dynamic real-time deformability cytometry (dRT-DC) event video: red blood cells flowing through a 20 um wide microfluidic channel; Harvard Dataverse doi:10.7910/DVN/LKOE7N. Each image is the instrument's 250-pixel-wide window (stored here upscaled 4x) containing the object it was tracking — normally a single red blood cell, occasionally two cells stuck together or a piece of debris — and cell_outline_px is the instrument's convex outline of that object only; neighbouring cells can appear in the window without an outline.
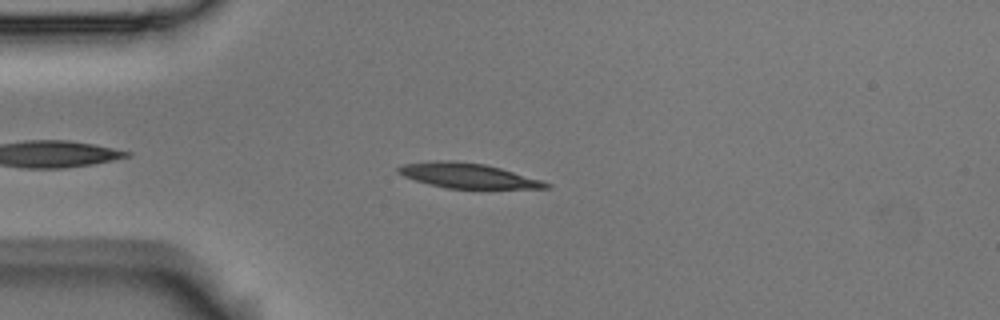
{"species": "Egyptian fruit bat (a non-hibernating species)", "species_latin": "Rousettus aegyptiacus", "temperature_condition": "room temperature", "stored_images_in_passage": 42, "camera_frame_rate_fps": 3000, "um_per_image_px": 0.085, "animal": {"sex": "male"}, "frame": {"image": 1, "passage_image": 6, "time_ms": 1.667, "image_size_px": [1000, 320], "cell_outline_px": [[552, 184], [548, 188], [448, 188], [428, 184], [404, 176], [396, 172], [396, 168], [404, 164], [428, 160], [456, 160], [484, 164], [500, 168], [540, 180]], "centroid_in_image_um": [39.69, 14.91], "position_along_channel_um": 45.3, "area_um2": 21.27}}
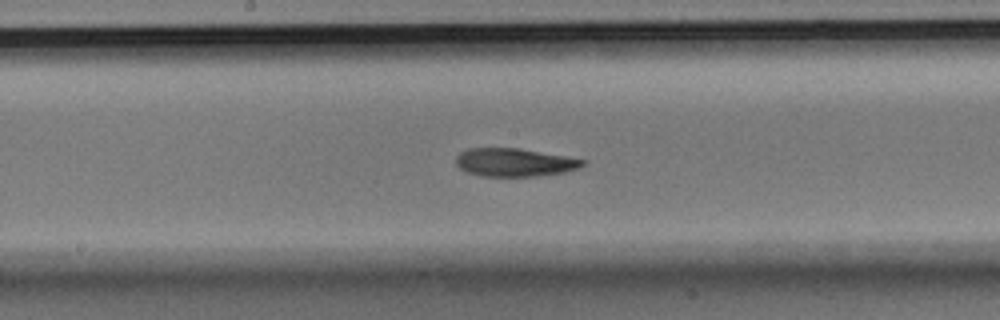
{"frame": {"image": 2, "passage_image": 21, "time_ms": 6.667, "image_size_px": [1000, 320], "cell_outline_px": [[588, 160], [580, 168], [564, 172], [536, 176], [480, 176], [468, 172], [460, 168], [456, 164], [456, 156], [460, 152], [468, 148], [520, 148]], "centroid_in_image_um": [43.74, 13.8], "position_along_channel_um": 204.5, "area_um2": 20.87}}
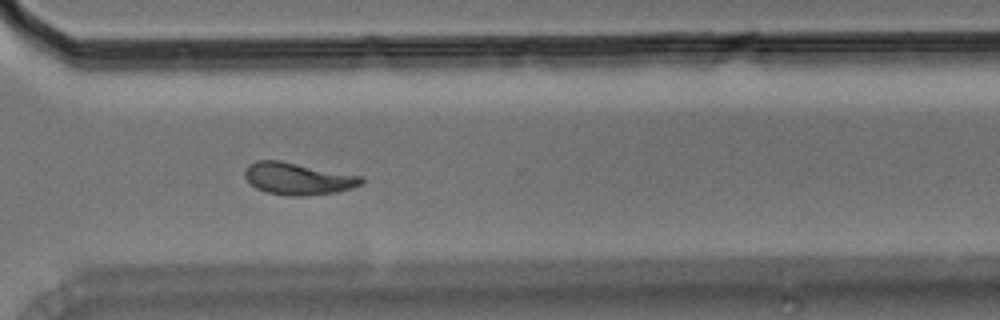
{"frame": {"image": 3, "passage_image": 33, "time_ms": 10.667, "image_size_px": [1000, 320], "cell_outline_px": [[364, 184], [352, 188], [336, 192], [304, 196], [288, 196], [268, 192], [256, 188], [244, 176], [244, 172], [248, 164], [256, 160], [280, 160], [364, 176]], "centroid_in_image_um": [25.36, 15.18], "position_along_channel_um": 345.2, "area_um2": 21.96}, "authors_computed_cell_mechanics": {"area_um2": 21.4149, "velocity_mm_per_s": 3.529, "shape_relaxation_time_tau1_ms": 5.5219, "shape_relaxation_time_tau2_ms": 9.9154, "deformation_change_tau1": 0.1973, "deformation_change_tau2": 0.1182}}